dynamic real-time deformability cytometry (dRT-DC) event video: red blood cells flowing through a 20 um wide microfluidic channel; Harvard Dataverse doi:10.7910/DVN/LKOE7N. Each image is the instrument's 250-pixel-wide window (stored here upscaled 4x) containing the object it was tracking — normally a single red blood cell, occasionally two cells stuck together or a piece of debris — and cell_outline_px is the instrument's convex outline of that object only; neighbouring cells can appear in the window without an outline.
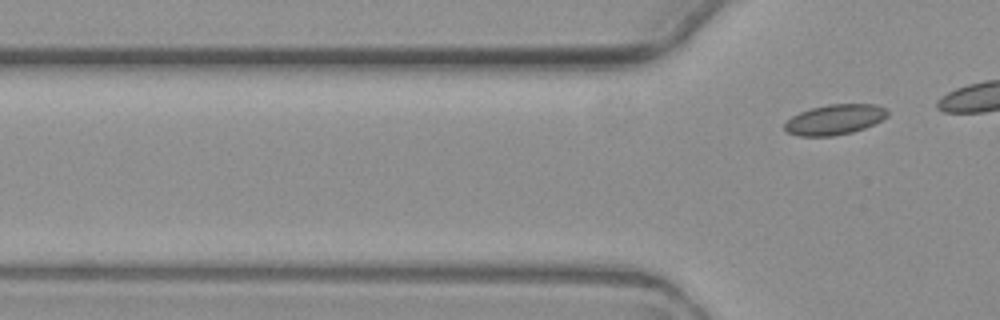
{"species": "common noctule bat (a hibernating species)", "species_latin": "Nyctalus noctula", "temperature_condition": "warm", "stored_images_in_passage": 3, "camera_frame_rate_fps": 3000, "um_per_image_px": 0.085, "animal": {"sex": "female", "body_mass_g": 19.3, "forearm_length_mm": 54.1}, "frame": {"image": 1, "passage_image": 3, "time_ms": 2.333, "image_size_px": [1000, 320], "cell_outline_px": [[888, 116], [864, 128], [852, 132], [832, 136], [800, 136], [788, 132], [784, 128], [784, 124], [792, 116], [800, 112], [812, 108], [828, 104], [876, 104], [884, 108], [888, 112]], "centroid_in_image_um": [70.94, 10.16], "position_along_channel_um": 54.9, "area_um2": 17.92}}